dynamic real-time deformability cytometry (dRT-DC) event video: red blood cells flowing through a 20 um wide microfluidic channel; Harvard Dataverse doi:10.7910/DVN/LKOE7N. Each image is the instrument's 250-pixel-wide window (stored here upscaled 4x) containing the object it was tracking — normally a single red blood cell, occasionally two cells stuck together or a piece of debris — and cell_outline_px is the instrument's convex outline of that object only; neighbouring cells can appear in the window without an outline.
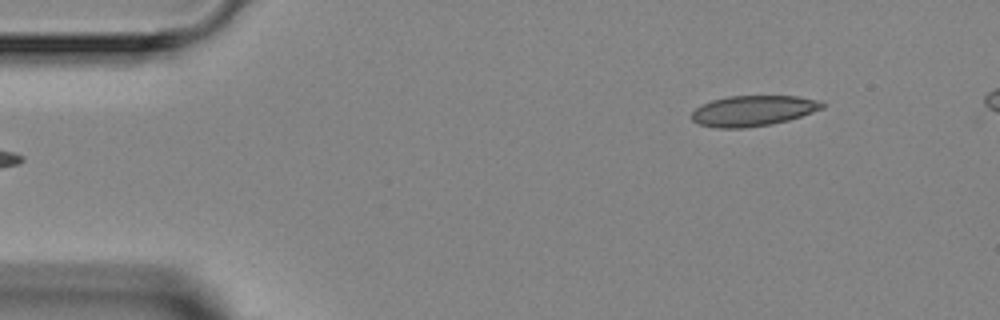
{"species": "Egyptian fruit bat (a non-hibernating species)", "species_latin": "Rousettus aegyptiacus", "temperature_condition": "room temperature", "stored_images_in_passage": 4, "segment_of_instrument_passage": [2, 2], "camera_frame_rate_fps": 3000, "um_per_image_px": 0.085, "animal": {"sex": "female"}, "frame": {"image": 1, "passage_image": 4, "time_ms": 4.333, "image_size_px": [1000, 320], "cell_outline_px": [[824, 108], [788, 120], [768, 124], [744, 128], [716, 128], [700, 124], [692, 120], [692, 112], [696, 108], [712, 100], [728, 96], [796, 96], [820, 100], [824, 104]], "centroid_in_image_um": [64.01, 9.41], "position_along_channel_um": 21.0, "area_um2": 23.0}}